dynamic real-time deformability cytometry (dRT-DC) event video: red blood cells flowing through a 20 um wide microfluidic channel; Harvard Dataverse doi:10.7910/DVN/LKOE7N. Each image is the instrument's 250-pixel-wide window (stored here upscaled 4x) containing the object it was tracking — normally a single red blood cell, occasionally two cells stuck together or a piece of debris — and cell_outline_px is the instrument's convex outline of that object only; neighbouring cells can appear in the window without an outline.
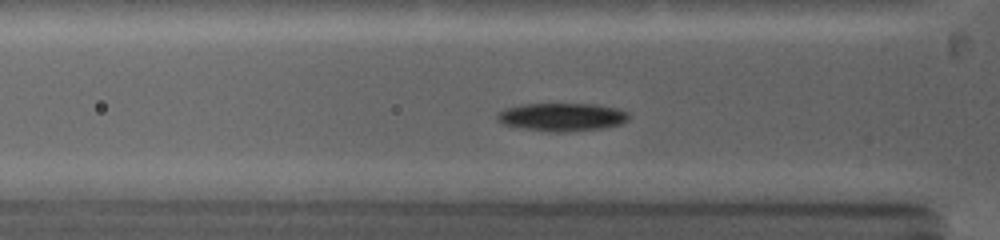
{"species": "common noctule bat (a hibernating species)", "species_latin": "Nyctalus noctula", "temperature_condition": "warm", "stored_images_in_passage": 10, "camera_frame_rate_fps": 5000, "um_per_image_px": 0.085, "animal": {"sex": "female", "body_mass_g": 19.0, "forearm_length_mm": 53.3}, "frame": {"image": 1, "passage_image": 7, "time_ms": 2.8, "image_size_px": [1000, 240], "cell_outline_px": [[628, 120], [620, 124], [600, 128], [564, 132], [548, 132], [520, 128], [504, 124], [496, 120], [496, 112], [504, 108], [520, 104], [596, 104], [616, 108], [628, 112]], "centroid_in_image_um": [47.7, 9.94], "position_along_channel_um": 78.1, "area_um2": 21.68}}